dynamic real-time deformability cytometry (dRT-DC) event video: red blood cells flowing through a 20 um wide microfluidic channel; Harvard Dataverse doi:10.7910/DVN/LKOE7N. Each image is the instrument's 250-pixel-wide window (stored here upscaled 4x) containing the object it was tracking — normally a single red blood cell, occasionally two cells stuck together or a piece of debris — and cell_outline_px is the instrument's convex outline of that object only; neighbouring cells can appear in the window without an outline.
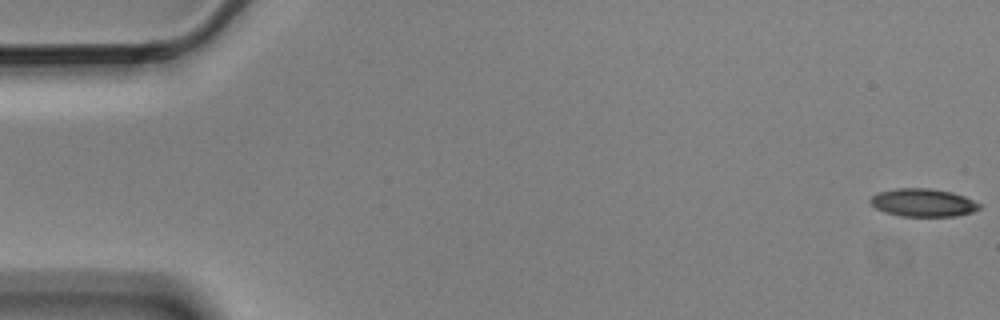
{"species": "Egyptian fruit bat (a non-hibernating species)", "species_latin": "Rousettus aegyptiacus", "temperature_condition": "cold", "stored_images_in_passage": 6, "camera_frame_rate_fps": 3000, "um_per_image_px": 0.085, "animal": {"sex": "male"}, "frame": {"image": 1, "passage_image": 1, "time_ms": 0.0, "image_size_px": [1000, 320], "cell_outline_px": [[980, 208], [972, 212], [956, 216], [900, 216], [884, 212], [876, 208], [868, 200], [876, 192], [896, 188], [928, 188], [952, 192], [964, 196], [980, 204]], "centroid_in_image_um": [78.42, 17.22], "position_along_channel_um": 6.6, "area_um2": 17.8}}
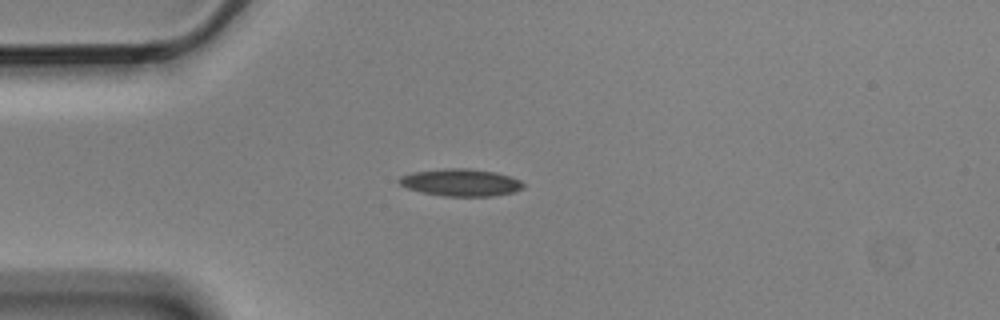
{"frame": {"image": 2, "passage_image": 5, "time_ms": 1.333, "image_size_px": [1000, 320], "cell_outline_px": [[524, 188], [512, 192], [492, 196], [444, 196], [420, 192], [408, 188], [400, 184], [396, 180], [400, 176], [412, 172], [444, 168], [468, 168], [496, 172], [520, 180], [524, 184]], "centroid_in_image_um": [39.13, 15.5], "position_along_channel_um": 45.9, "area_um2": 19.77}}
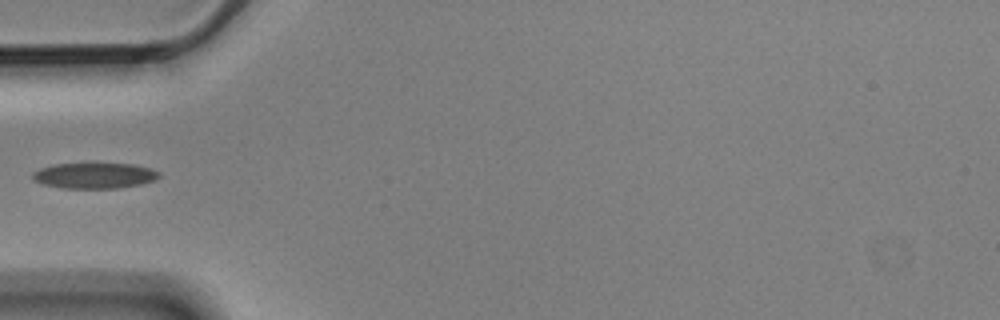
{"frame": {"image": 3, "passage_image": 6, "time_ms": 1.667, "image_size_px": [1000, 320], "cell_outline_px": [[160, 176], [156, 180], [140, 184], [116, 188], [60, 188], [44, 184], [32, 180], [32, 172], [40, 168], [52, 164], [92, 160], [136, 164], [152, 168], [160, 172]], "centroid_in_image_um": [8.03, 14.86], "position_along_channel_um": 77.0, "area_um2": 20.23}}